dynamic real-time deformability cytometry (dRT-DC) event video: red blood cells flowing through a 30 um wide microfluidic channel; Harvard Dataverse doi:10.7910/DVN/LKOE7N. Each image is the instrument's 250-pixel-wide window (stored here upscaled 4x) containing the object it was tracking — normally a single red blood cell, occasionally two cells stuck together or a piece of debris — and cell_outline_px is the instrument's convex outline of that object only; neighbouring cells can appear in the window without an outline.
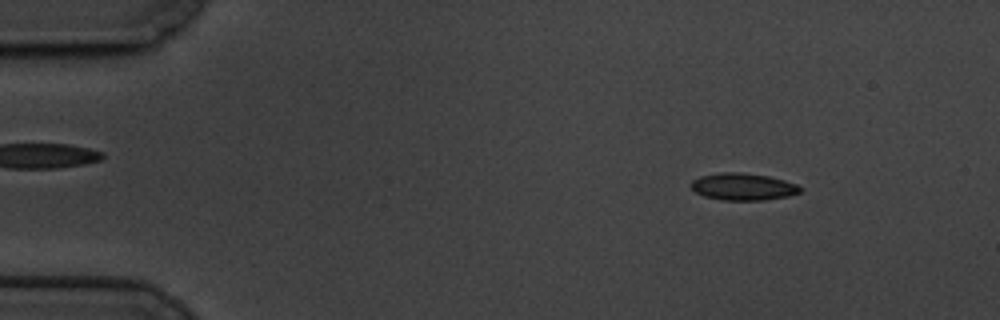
{"species": "common noctule bat (a hibernating species)", "species_latin": "Nyctalus noctula", "temperature_condition": "cold", "stored_images_in_passage": 59, "camera_frame_rate_fps": 3000, "um_per_image_px": 0.085, "animal": {"sex": "male", "body_mass_g": 19.5, "forearm_length_mm": 54.6}, "frame": {"image": 1, "passage_image": 7, "time_ms": 2.0, "image_size_px": [1000, 320], "cell_outline_px": [[804, 188], [800, 192], [788, 196], [764, 200], [724, 200], [704, 196], [696, 192], [688, 184], [692, 180], [700, 176], [720, 172], [744, 172], [768, 176], [784, 180], [796, 184]], "centroid_in_image_um": [63.15, 15.86], "position_along_channel_um": 21.8, "area_um2": 17.34}}
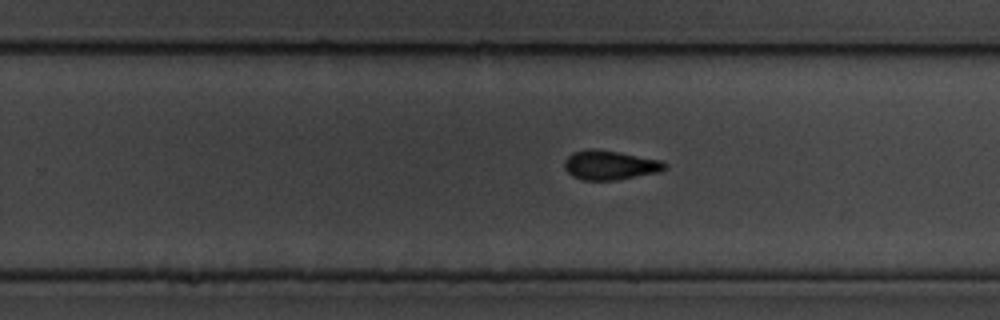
{"frame": {"image": 2, "passage_image": 37, "time_ms": 12.0, "image_size_px": [1000, 320], "cell_outline_px": [[668, 168], [660, 172], [616, 180], [584, 180], [572, 176], [564, 168], [564, 160], [572, 152], [588, 148], [596, 148], [660, 160], [668, 164]], "centroid_in_image_um": [51.84, 14.03], "position_along_channel_um": 278.0, "area_um2": 17.28}}
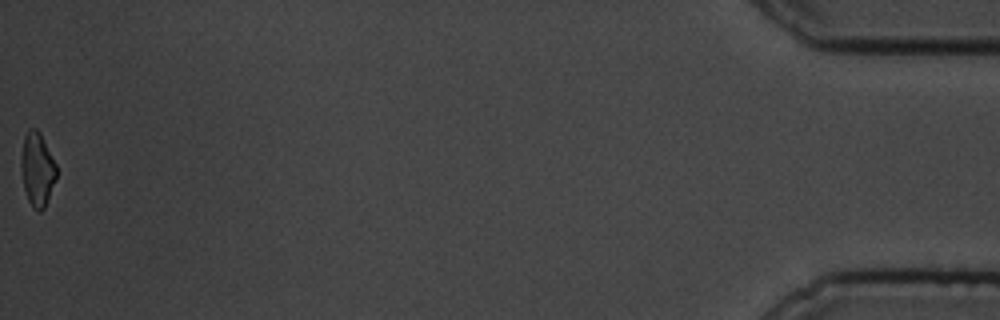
{"frame": {"image": 3, "passage_image": 59, "time_ms": 19.333, "image_size_px": [1000, 320], "cell_outline_px": [[56, 180], [44, 208], [40, 212], [36, 212], [32, 208], [28, 200], [24, 188], [20, 168], [20, 160], [24, 136], [28, 128], [36, 128], [40, 132], [56, 164]], "centroid_in_image_um": [3.15, 14.4], "position_along_channel_um": 432.0, "area_um2": 15.37}, "authors_computed_cell_mechanics": {"area_um2": 16.9354, "velocity_mm_per_s": 3.3876, "shape_relaxation_time_tau1_ms": 6.6341, "shape_relaxation_time_tau2_ms": 2.8454, "deformation_change_tau1": 0.1337, "deformation_change_tau2": 0.0929}}